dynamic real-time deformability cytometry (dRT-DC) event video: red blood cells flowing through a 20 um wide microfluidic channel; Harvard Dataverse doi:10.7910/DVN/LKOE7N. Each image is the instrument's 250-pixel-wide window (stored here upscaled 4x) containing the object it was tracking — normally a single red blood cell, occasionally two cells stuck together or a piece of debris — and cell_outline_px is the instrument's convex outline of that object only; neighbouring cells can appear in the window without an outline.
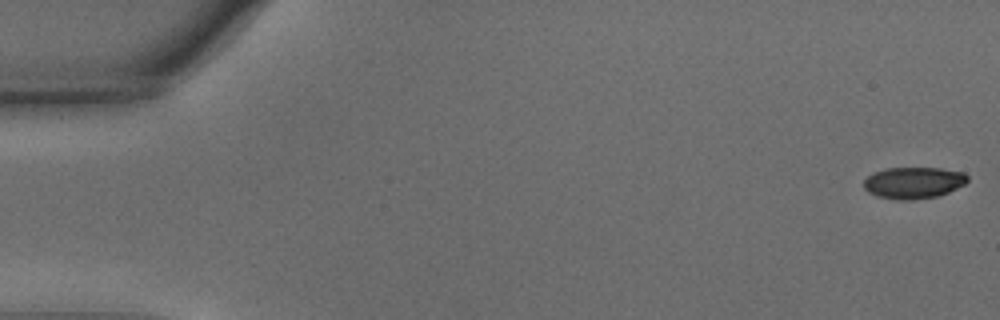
{"species": "common noctule bat (a hibernating species)", "species_latin": "Nyctalus noctula", "temperature_condition": "warm", "stored_images_in_passage": 52, "camera_frame_rate_fps": 3000, "um_per_image_px": 0.085, "animal": {"sex": "male", "body_mass_g": 15.6}, "frame": {"image": 1, "passage_image": 1, "time_ms": 0.0, "image_size_px": [1000, 320], "cell_outline_px": [[968, 180], [964, 184], [940, 196], [912, 200], [896, 200], [876, 196], [868, 192], [864, 188], [864, 180], [872, 172], [884, 168], [940, 168], [964, 172], [968, 176]], "centroid_in_image_um": [77.63, 15.53], "position_along_channel_um": 7.4, "area_um2": 19.31}}
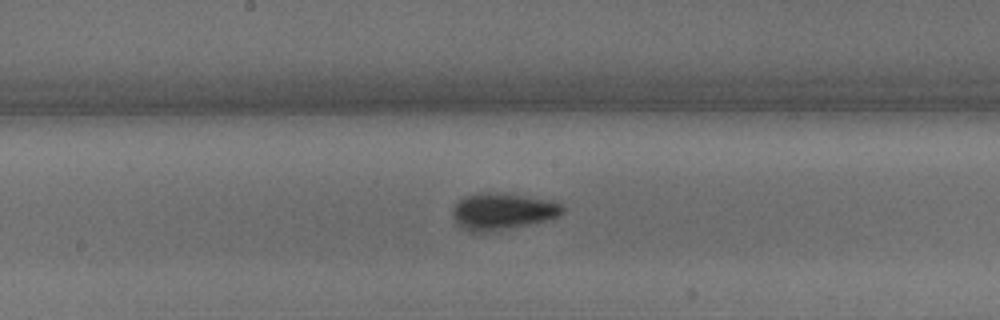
{"frame": {"image": 2, "passage_image": 29, "time_ms": 9.333, "image_size_px": [1000, 320], "cell_outline_px": [[564, 212], [560, 216], [528, 224], [484, 232], [468, 232], [460, 228], [456, 224], [452, 216], [452, 208], [464, 196], [480, 192], [500, 192], [552, 200], [564, 204]], "centroid_in_image_um": [42.69, 17.95], "position_along_channel_um": 205.5, "area_um2": 23.7}}
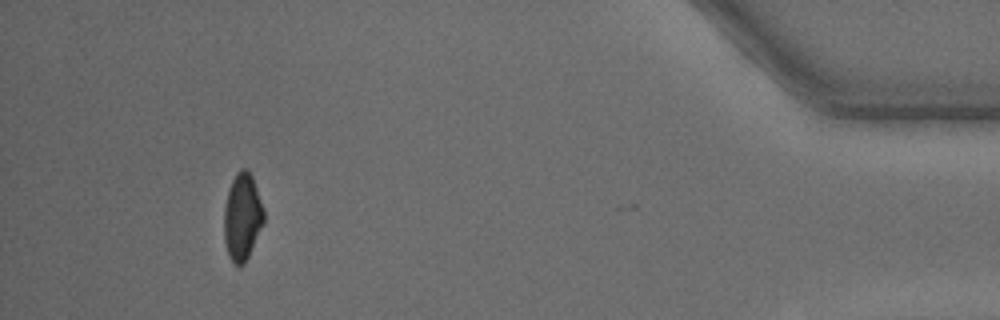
{"frame": {"image": 3, "passage_image": 51, "time_ms": 16.667, "image_size_px": [1000, 320], "cell_outline_px": [[264, 224], [244, 264], [232, 264], [228, 256], [224, 240], [224, 208], [228, 188], [236, 172], [240, 168], [248, 168], [252, 176], [264, 208]], "centroid_in_image_um": [20.59, 18.41], "position_along_channel_um": 414.6, "area_um2": 20.46}, "authors_computed_cell_mechanics": {"area_um2": 21.097, "velocity_mm_per_s": 3.7135, "shape_relaxation_time_tau1_ms": 3.4108, "shape_relaxation_time_tau2_ms": 1.2622, "deformation_change_tau1": 0.1253, "deformation_change_tau2": 0.0634}}